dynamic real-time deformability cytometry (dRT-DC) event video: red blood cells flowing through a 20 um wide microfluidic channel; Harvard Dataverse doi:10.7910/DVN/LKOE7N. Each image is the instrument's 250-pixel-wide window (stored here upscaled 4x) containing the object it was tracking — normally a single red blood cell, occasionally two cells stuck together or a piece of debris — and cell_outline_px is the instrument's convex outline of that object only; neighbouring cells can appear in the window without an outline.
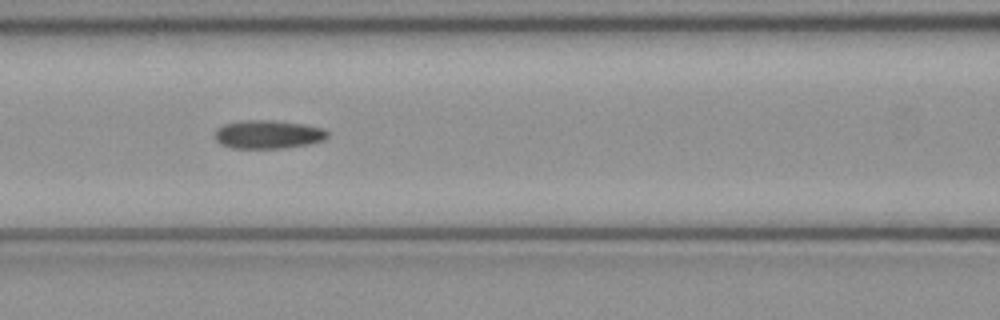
{"species": "common noctule bat (a hibernating species)", "species_latin": "Nyctalus noctula", "temperature_condition": "cold", "stored_images_in_passage": 7, "camera_frame_rate_fps": 3000, "um_per_image_px": 0.085, "animal": {"sex": "female", "body_mass_g": 21.9}, "frame": {"image": 1, "passage_image": 7, "time_ms": 2.0, "image_size_px": [1000, 320], "cell_outline_px": [[328, 136], [324, 140], [308, 144], [284, 148], [232, 148], [220, 144], [216, 140], [216, 128], [224, 124], [244, 120], [272, 120], [304, 124], [324, 128], [328, 132]], "centroid_in_image_um": [22.8, 11.42], "position_along_channel_um": 143.8, "area_um2": 18.73}}